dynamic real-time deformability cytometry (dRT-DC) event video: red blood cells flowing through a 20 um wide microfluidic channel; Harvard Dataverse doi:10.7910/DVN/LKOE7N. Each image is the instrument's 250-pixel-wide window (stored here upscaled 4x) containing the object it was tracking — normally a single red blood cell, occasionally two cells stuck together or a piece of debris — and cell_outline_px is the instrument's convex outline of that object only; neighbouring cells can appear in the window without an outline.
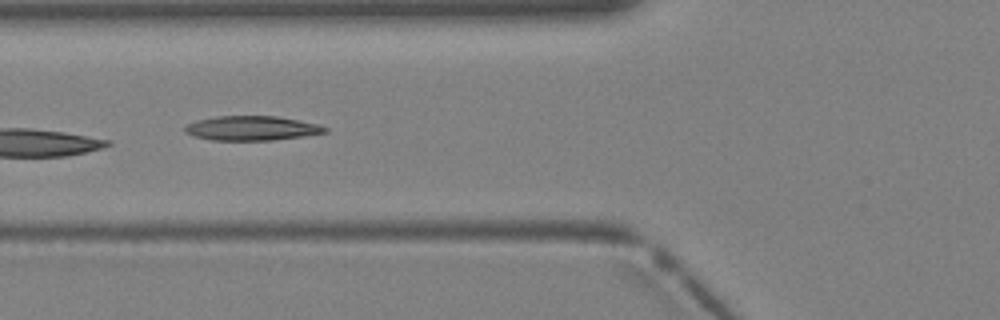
{"species": "Egyptian fruit bat (a non-hibernating species)", "species_latin": "Rousettus aegyptiacus", "temperature_condition": "warm", "stored_images_in_passage": 10, "camera_frame_rate_fps": 3000, "um_per_image_px": 0.085, "animal": {"sex": "female"}, "frame": {"image": 1, "passage_image": 5, "time_ms": 1.333, "image_size_px": [1000, 320], "cell_outline_px": [[328, 132], [272, 140], [212, 140], [192, 136], [184, 132], [184, 124], [196, 120], [212, 116], [280, 116], [320, 124], [328, 128]], "centroid_in_image_um": [21.35, 10.88], "position_along_channel_um": 104.4, "area_um2": 20.23}}
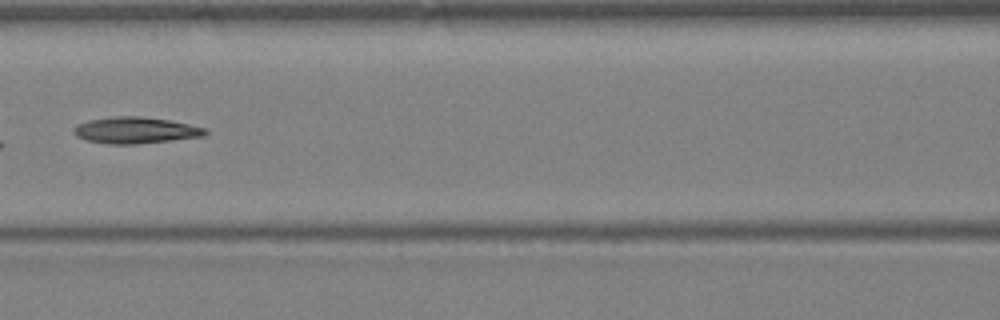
{"frame": {"image": 2, "passage_image": 6, "time_ms": 1.667, "image_size_px": [1000, 320], "cell_outline_px": [[208, 132], [204, 136], [172, 140], [136, 144], [108, 144], [88, 140], [76, 136], [72, 132], [72, 128], [76, 124], [88, 120], [108, 116], [144, 116], [172, 120], [208, 128]], "centroid_in_image_um": [11.52, 11.05], "position_along_channel_um": 155.1, "area_um2": 20.63}}